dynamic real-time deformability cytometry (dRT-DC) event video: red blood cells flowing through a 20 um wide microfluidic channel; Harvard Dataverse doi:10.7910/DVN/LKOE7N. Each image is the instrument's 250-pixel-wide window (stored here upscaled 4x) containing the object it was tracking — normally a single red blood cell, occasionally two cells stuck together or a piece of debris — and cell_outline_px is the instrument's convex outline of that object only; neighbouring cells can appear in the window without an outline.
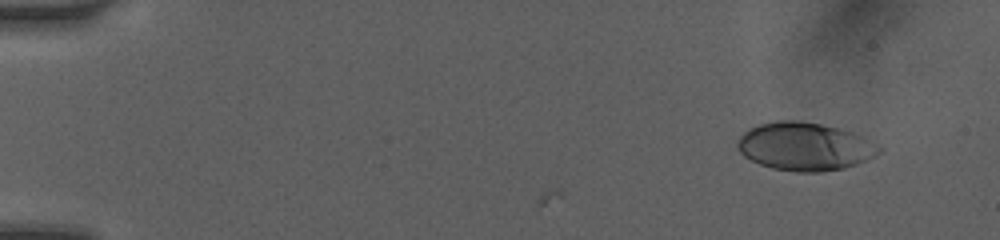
{"species": "human", "species_latin": "Homo sapiens", "temperature_condition": "room temperature", "stored_images_in_passage": 34, "camera_frame_rate_fps": 3000, "um_per_image_px": 0.085, "donor": {"sex": "female"}, "frame": {"image": 1, "passage_image": 3, "time_ms": 1.333, "image_size_px": [1000, 240], "cell_outline_px": [[880, 152], [876, 156], [856, 164], [844, 168], [820, 172], [796, 172], [772, 168], [760, 164], [744, 156], [740, 152], [736, 144], [740, 136], [748, 128], [760, 124], [776, 120], [800, 120], [820, 124], [852, 132], [864, 136], [876, 144], [880, 148]], "centroid_in_image_um": [68.39, 12.45], "position_along_channel_um": 16.6, "area_um2": 39.65}}
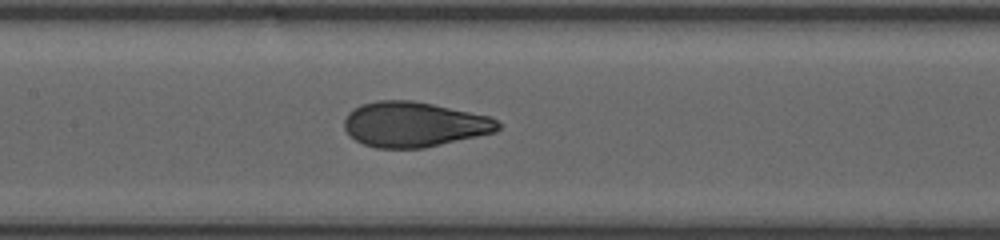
{"frame": {"image": 2, "passage_image": 20, "time_ms": 8.333, "image_size_px": [1000, 240], "cell_outline_px": [[500, 128], [496, 132], [424, 148], [376, 148], [364, 144], [356, 140], [344, 128], [344, 120], [348, 112], [352, 108], [360, 104], [376, 100], [412, 100], [492, 116], [500, 124]], "centroid_in_image_um": [35.2, 10.56], "position_along_channel_um": 172.2, "area_um2": 40.58}}
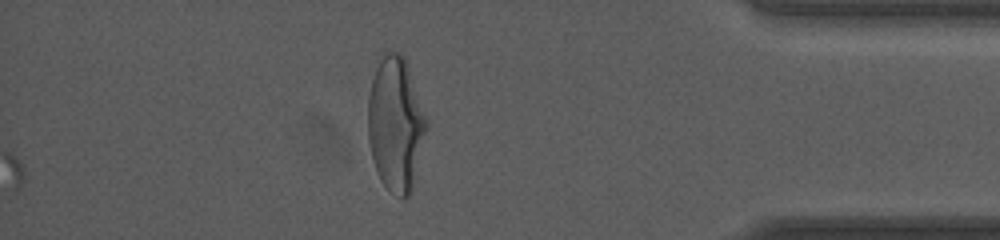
{"frame": {"image": 3, "passage_image": 34, "time_ms": 14.667, "image_size_px": [1000, 240], "cell_outline_px": [[428, 124], [412, 192], [408, 196], [400, 196], [388, 188], [380, 180], [372, 156], [368, 140], [368, 96], [372, 80], [380, 52], [400, 52], [404, 56], [428, 120]], "centroid_in_image_um": [33.63, 10.49], "position_along_channel_um": 401.6, "area_um2": 45.78}, "authors_computed_cell_mechanics": {"area_um2": 39.9398, "velocity_mm_per_s": 4.1203, "shape_relaxation_time_tau1_ms": 5.4292, "shape_relaxation_time_tau2_ms": 0.6508, "deformation_change_tau1": 0.2148, "deformation_change_tau2": 0.0632}}